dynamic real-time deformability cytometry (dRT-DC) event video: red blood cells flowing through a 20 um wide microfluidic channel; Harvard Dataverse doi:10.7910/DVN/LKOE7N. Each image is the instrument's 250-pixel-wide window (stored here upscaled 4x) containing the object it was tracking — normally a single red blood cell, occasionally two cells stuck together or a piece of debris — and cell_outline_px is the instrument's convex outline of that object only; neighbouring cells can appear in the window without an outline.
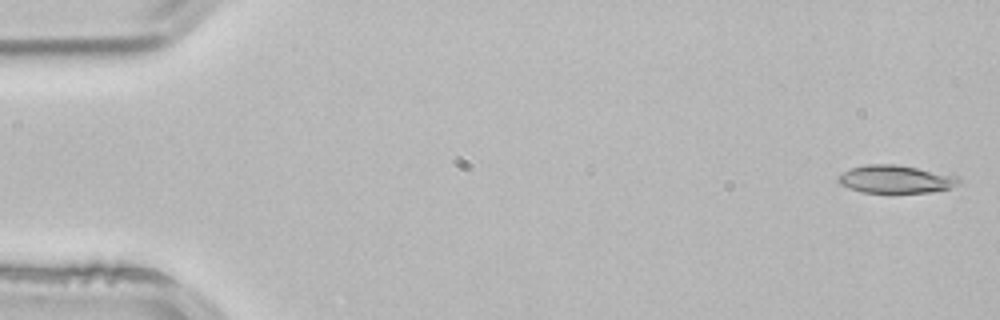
{"species": "common noctule bat (a hibernating species)", "species_latin": "Nyctalus noctula", "temperature_condition": "room temperature", "stored_images_in_passage": 3, "camera_frame_rate_fps": 3000, "um_per_image_px": 0.085, "animal": {"sex": "male", "body_mass_g": 21.5, "forearm_length_mm": 52.0}, "frame": {"image": 1, "passage_image": 1, "time_ms": 0.0, "image_size_px": [1000, 320], "cell_outline_px": [[960, 184], [948, 188], [928, 192], [860, 192], [848, 188], [840, 184], [836, 180], [836, 176], [852, 168], [868, 164], [896, 164], [956, 176], [960, 180]], "centroid_in_image_um": [76.06, 15.23], "position_along_channel_um": 8.9, "area_um2": 19.31}}